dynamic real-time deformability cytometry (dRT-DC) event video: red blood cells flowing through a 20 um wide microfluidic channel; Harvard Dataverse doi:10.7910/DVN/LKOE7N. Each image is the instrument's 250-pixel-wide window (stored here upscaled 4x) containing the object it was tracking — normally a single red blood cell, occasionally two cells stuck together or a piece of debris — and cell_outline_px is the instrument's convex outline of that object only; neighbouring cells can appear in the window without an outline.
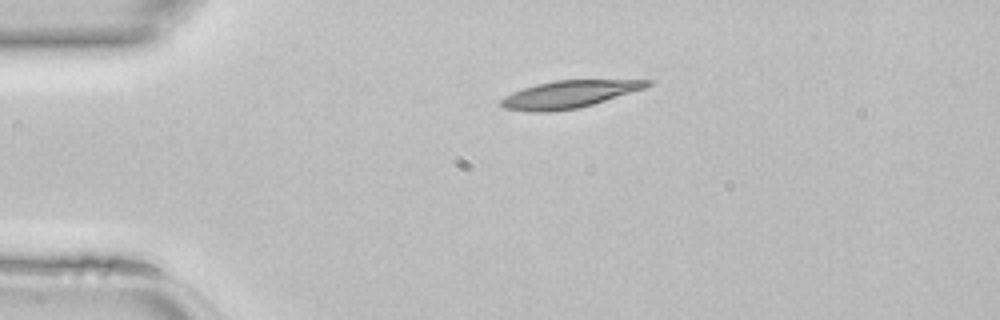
{"species": "common noctule bat (a hibernating species)", "species_latin": "Nyctalus noctula", "temperature_condition": "room temperature", "stored_images_in_passage": 5, "camera_frame_rate_fps": 3000, "um_per_image_px": 0.085, "animal": {"sex": "female", "body_mass_g": 22.7, "forearm_length_mm": 54.2}, "frame": {"image": 1, "passage_image": 1, "time_ms": 0.0, "image_size_px": [1000, 320], "cell_outline_px": [[652, 84], [644, 88], [580, 108], [548, 112], [528, 112], [504, 108], [500, 104], [500, 100], [504, 96], [512, 92], [536, 84], [556, 80], [652, 80]], "centroid_in_image_um": [48.32, 8.02], "position_along_channel_um": 36.7, "area_um2": 23.18}}